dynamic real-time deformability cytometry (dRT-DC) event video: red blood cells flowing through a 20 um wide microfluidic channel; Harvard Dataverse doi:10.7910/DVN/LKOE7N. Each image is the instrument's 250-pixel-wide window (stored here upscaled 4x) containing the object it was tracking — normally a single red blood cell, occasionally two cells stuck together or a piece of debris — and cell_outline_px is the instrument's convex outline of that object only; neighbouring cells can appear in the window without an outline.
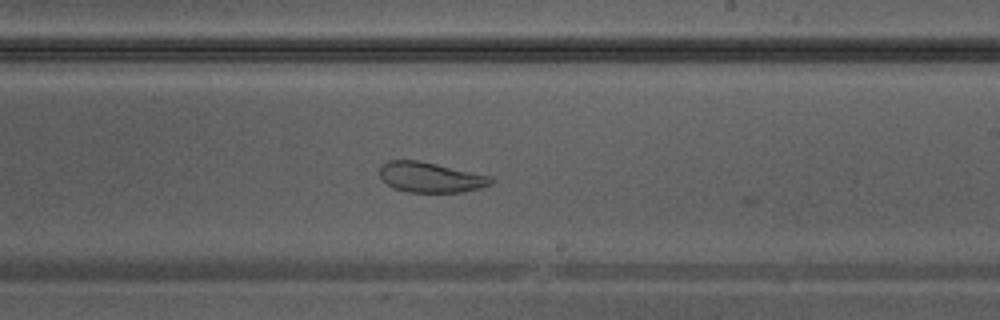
{"species": "Egyptian fruit bat (a non-hibernating species)", "species_latin": "Rousettus aegyptiacus", "temperature_condition": "warm", "stored_images_in_passage": 26, "camera_frame_rate_fps": 3000, "um_per_image_px": 0.085, "animal": {"sex": "male"}, "frame": {"image": 1, "passage_image": 25, "time_ms": 8.0, "image_size_px": [1000, 320], "cell_outline_px": [[496, 180], [492, 184], [480, 188], [464, 192], [408, 192], [392, 188], [380, 176], [380, 164], [388, 160], [420, 160], [492, 176]], "centroid_in_image_um": [36.62, 15.06], "position_along_channel_um": 252.4, "area_um2": 19.88}}